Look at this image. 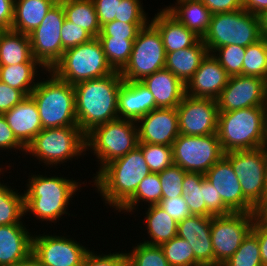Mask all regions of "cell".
Instances as JSON below:
<instances>
[{"mask_svg":"<svg viewBox=\"0 0 267 266\" xmlns=\"http://www.w3.org/2000/svg\"><path fill=\"white\" fill-rule=\"evenodd\" d=\"M118 71L102 78L74 84L75 110L79 128L87 134L95 126L118 117V93L123 83Z\"/></svg>","mask_w":267,"mask_h":266,"instance_id":"obj_1","label":"cell"},{"mask_svg":"<svg viewBox=\"0 0 267 266\" xmlns=\"http://www.w3.org/2000/svg\"><path fill=\"white\" fill-rule=\"evenodd\" d=\"M150 173L141 148L136 146L123 157L96 172L92 182L105 203L118 211L135 194L139 183Z\"/></svg>","mask_w":267,"mask_h":266,"instance_id":"obj_2","label":"cell"},{"mask_svg":"<svg viewBox=\"0 0 267 266\" xmlns=\"http://www.w3.org/2000/svg\"><path fill=\"white\" fill-rule=\"evenodd\" d=\"M29 177L24 191L25 215L29 212L41 221L55 222L68 214L69 200L81 189L78 181L58 175L47 177L32 174Z\"/></svg>","mask_w":267,"mask_h":266,"instance_id":"obj_3","label":"cell"},{"mask_svg":"<svg viewBox=\"0 0 267 266\" xmlns=\"http://www.w3.org/2000/svg\"><path fill=\"white\" fill-rule=\"evenodd\" d=\"M267 106L219 112L217 135L224 153L266 145Z\"/></svg>","mask_w":267,"mask_h":266,"instance_id":"obj_4","label":"cell"},{"mask_svg":"<svg viewBox=\"0 0 267 266\" xmlns=\"http://www.w3.org/2000/svg\"><path fill=\"white\" fill-rule=\"evenodd\" d=\"M48 79L39 81L31 96L35 100L43 129L78 126L75 89L52 71Z\"/></svg>","mask_w":267,"mask_h":266,"instance_id":"obj_5","label":"cell"},{"mask_svg":"<svg viewBox=\"0 0 267 266\" xmlns=\"http://www.w3.org/2000/svg\"><path fill=\"white\" fill-rule=\"evenodd\" d=\"M262 38V18L243 8L238 11L212 14L202 41L208 52L226 45L247 47Z\"/></svg>","mask_w":267,"mask_h":266,"instance_id":"obj_6","label":"cell"},{"mask_svg":"<svg viewBox=\"0 0 267 266\" xmlns=\"http://www.w3.org/2000/svg\"><path fill=\"white\" fill-rule=\"evenodd\" d=\"M86 151V134L79 126H67L42 129L26 147L25 154L29 153L39 163L41 161L47 167H53L72 158L78 159Z\"/></svg>","mask_w":267,"mask_h":266,"instance_id":"obj_7","label":"cell"},{"mask_svg":"<svg viewBox=\"0 0 267 266\" xmlns=\"http://www.w3.org/2000/svg\"><path fill=\"white\" fill-rule=\"evenodd\" d=\"M59 79L76 84L102 78L115 71L106 60L97 37L63 52L60 61L51 70Z\"/></svg>","mask_w":267,"mask_h":266,"instance_id":"obj_8","label":"cell"},{"mask_svg":"<svg viewBox=\"0 0 267 266\" xmlns=\"http://www.w3.org/2000/svg\"><path fill=\"white\" fill-rule=\"evenodd\" d=\"M138 146L135 121L117 118L95 126L86 134V149L91 150L99 163L98 172L110 162L123 157Z\"/></svg>","mask_w":267,"mask_h":266,"instance_id":"obj_9","label":"cell"},{"mask_svg":"<svg viewBox=\"0 0 267 266\" xmlns=\"http://www.w3.org/2000/svg\"><path fill=\"white\" fill-rule=\"evenodd\" d=\"M166 52L158 29L149 21L134 40L130 58L119 72L124 81H141L165 68Z\"/></svg>","mask_w":267,"mask_h":266,"instance_id":"obj_10","label":"cell"},{"mask_svg":"<svg viewBox=\"0 0 267 266\" xmlns=\"http://www.w3.org/2000/svg\"><path fill=\"white\" fill-rule=\"evenodd\" d=\"M172 149L174 164L186 172L205 174L224 156L217 133L204 136L179 134Z\"/></svg>","mask_w":267,"mask_h":266,"instance_id":"obj_11","label":"cell"},{"mask_svg":"<svg viewBox=\"0 0 267 266\" xmlns=\"http://www.w3.org/2000/svg\"><path fill=\"white\" fill-rule=\"evenodd\" d=\"M240 180L244 197L258 210L265 201L264 147L224 153Z\"/></svg>","mask_w":267,"mask_h":266,"instance_id":"obj_12","label":"cell"},{"mask_svg":"<svg viewBox=\"0 0 267 266\" xmlns=\"http://www.w3.org/2000/svg\"><path fill=\"white\" fill-rule=\"evenodd\" d=\"M64 20L63 6L58 0L29 34L32 56L46 71H51L62 58L61 27Z\"/></svg>","mask_w":267,"mask_h":266,"instance_id":"obj_13","label":"cell"},{"mask_svg":"<svg viewBox=\"0 0 267 266\" xmlns=\"http://www.w3.org/2000/svg\"><path fill=\"white\" fill-rule=\"evenodd\" d=\"M257 214L230 213L211 217V239L215 266H221L239 248L252 230Z\"/></svg>","mask_w":267,"mask_h":266,"instance_id":"obj_14","label":"cell"},{"mask_svg":"<svg viewBox=\"0 0 267 266\" xmlns=\"http://www.w3.org/2000/svg\"><path fill=\"white\" fill-rule=\"evenodd\" d=\"M176 110L179 134L204 136L217 133L219 116L217 100L195 98L185 94Z\"/></svg>","mask_w":267,"mask_h":266,"instance_id":"obj_15","label":"cell"},{"mask_svg":"<svg viewBox=\"0 0 267 266\" xmlns=\"http://www.w3.org/2000/svg\"><path fill=\"white\" fill-rule=\"evenodd\" d=\"M217 103L219 112L267 106V81L254 76H230Z\"/></svg>","mask_w":267,"mask_h":266,"instance_id":"obj_16","label":"cell"},{"mask_svg":"<svg viewBox=\"0 0 267 266\" xmlns=\"http://www.w3.org/2000/svg\"><path fill=\"white\" fill-rule=\"evenodd\" d=\"M88 251L68 236L34 234L32 237V253L43 266H81Z\"/></svg>","mask_w":267,"mask_h":266,"instance_id":"obj_17","label":"cell"},{"mask_svg":"<svg viewBox=\"0 0 267 266\" xmlns=\"http://www.w3.org/2000/svg\"><path fill=\"white\" fill-rule=\"evenodd\" d=\"M205 179L215 187L223 204L232 213L257 214V209L244 197L240 180L229 160L221 157L205 174Z\"/></svg>","mask_w":267,"mask_h":266,"instance_id":"obj_18","label":"cell"},{"mask_svg":"<svg viewBox=\"0 0 267 266\" xmlns=\"http://www.w3.org/2000/svg\"><path fill=\"white\" fill-rule=\"evenodd\" d=\"M138 143L172 146L179 136L176 108H155L137 122Z\"/></svg>","mask_w":267,"mask_h":266,"instance_id":"obj_19","label":"cell"},{"mask_svg":"<svg viewBox=\"0 0 267 266\" xmlns=\"http://www.w3.org/2000/svg\"><path fill=\"white\" fill-rule=\"evenodd\" d=\"M229 77L214 56L208 53L198 70L185 85V94L195 98L217 100L227 85Z\"/></svg>","mask_w":267,"mask_h":266,"instance_id":"obj_20","label":"cell"},{"mask_svg":"<svg viewBox=\"0 0 267 266\" xmlns=\"http://www.w3.org/2000/svg\"><path fill=\"white\" fill-rule=\"evenodd\" d=\"M177 236L191 245L195 260L201 266H215L211 239V217L190 215L178 222Z\"/></svg>","mask_w":267,"mask_h":266,"instance_id":"obj_21","label":"cell"},{"mask_svg":"<svg viewBox=\"0 0 267 266\" xmlns=\"http://www.w3.org/2000/svg\"><path fill=\"white\" fill-rule=\"evenodd\" d=\"M3 115L15 137L25 148L43 129L37 105L31 95Z\"/></svg>","mask_w":267,"mask_h":266,"instance_id":"obj_22","label":"cell"},{"mask_svg":"<svg viewBox=\"0 0 267 266\" xmlns=\"http://www.w3.org/2000/svg\"><path fill=\"white\" fill-rule=\"evenodd\" d=\"M158 108L152 93L140 81H123L118 93V117L137 122Z\"/></svg>","mask_w":267,"mask_h":266,"instance_id":"obj_23","label":"cell"},{"mask_svg":"<svg viewBox=\"0 0 267 266\" xmlns=\"http://www.w3.org/2000/svg\"><path fill=\"white\" fill-rule=\"evenodd\" d=\"M21 221L0 226V266H13L32 252V237Z\"/></svg>","mask_w":267,"mask_h":266,"instance_id":"obj_24","label":"cell"},{"mask_svg":"<svg viewBox=\"0 0 267 266\" xmlns=\"http://www.w3.org/2000/svg\"><path fill=\"white\" fill-rule=\"evenodd\" d=\"M140 82L152 93L158 108H176L185 96V84L166 68Z\"/></svg>","mask_w":267,"mask_h":266,"instance_id":"obj_25","label":"cell"},{"mask_svg":"<svg viewBox=\"0 0 267 266\" xmlns=\"http://www.w3.org/2000/svg\"><path fill=\"white\" fill-rule=\"evenodd\" d=\"M151 23L158 29L166 53L194 46L201 38L181 24L164 7Z\"/></svg>","mask_w":267,"mask_h":266,"instance_id":"obj_26","label":"cell"},{"mask_svg":"<svg viewBox=\"0 0 267 266\" xmlns=\"http://www.w3.org/2000/svg\"><path fill=\"white\" fill-rule=\"evenodd\" d=\"M208 53L207 46L200 39L194 46L166 53L165 68L186 85Z\"/></svg>","mask_w":267,"mask_h":266,"instance_id":"obj_27","label":"cell"},{"mask_svg":"<svg viewBox=\"0 0 267 266\" xmlns=\"http://www.w3.org/2000/svg\"><path fill=\"white\" fill-rule=\"evenodd\" d=\"M58 0H15L11 30L29 35Z\"/></svg>","mask_w":267,"mask_h":266,"instance_id":"obj_28","label":"cell"},{"mask_svg":"<svg viewBox=\"0 0 267 266\" xmlns=\"http://www.w3.org/2000/svg\"><path fill=\"white\" fill-rule=\"evenodd\" d=\"M175 5L165 9L181 24L193 31L201 39L208 30L212 13L201 0H176Z\"/></svg>","mask_w":267,"mask_h":266,"instance_id":"obj_29","label":"cell"},{"mask_svg":"<svg viewBox=\"0 0 267 266\" xmlns=\"http://www.w3.org/2000/svg\"><path fill=\"white\" fill-rule=\"evenodd\" d=\"M32 57L29 35L14 30L0 31V66L26 63Z\"/></svg>","mask_w":267,"mask_h":266,"instance_id":"obj_30","label":"cell"},{"mask_svg":"<svg viewBox=\"0 0 267 266\" xmlns=\"http://www.w3.org/2000/svg\"><path fill=\"white\" fill-rule=\"evenodd\" d=\"M147 209L144 221L147 225V234L150 236L148 238L151 240H144L143 243L160 246L177 236L178 223L165 210L158 204Z\"/></svg>","mask_w":267,"mask_h":266,"instance_id":"obj_31","label":"cell"},{"mask_svg":"<svg viewBox=\"0 0 267 266\" xmlns=\"http://www.w3.org/2000/svg\"><path fill=\"white\" fill-rule=\"evenodd\" d=\"M37 66L42 68L41 71L44 70L42 65L33 57L26 63L0 66V81L29 96L38 83L34 77L39 75L37 74L39 72Z\"/></svg>","mask_w":267,"mask_h":266,"instance_id":"obj_32","label":"cell"},{"mask_svg":"<svg viewBox=\"0 0 267 266\" xmlns=\"http://www.w3.org/2000/svg\"><path fill=\"white\" fill-rule=\"evenodd\" d=\"M62 3L65 19L85 29L93 37H98L101 26L93 0H59Z\"/></svg>","mask_w":267,"mask_h":266,"instance_id":"obj_33","label":"cell"},{"mask_svg":"<svg viewBox=\"0 0 267 266\" xmlns=\"http://www.w3.org/2000/svg\"><path fill=\"white\" fill-rule=\"evenodd\" d=\"M24 216V194L0 181V226L18 224Z\"/></svg>","mask_w":267,"mask_h":266,"instance_id":"obj_34","label":"cell"},{"mask_svg":"<svg viewBox=\"0 0 267 266\" xmlns=\"http://www.w3.org/2000/svg\"><path fill=\"white\" fill-rule=\"evenodd\" d=\"M162 199V187L158 173H150L138 185L135 194L118 210V212H136L135 206L145 202L148 206L156 205ZM142 200V201H141Z\"/></svg>","mask_w":267,"mask_h":266,"instance_id":"obj_35","label":"cell"},{"mask_svg":"<svg viewBox=\"0 0 267 266\" xmlns=\"http://www.w3.org/2000/svg\"><path fill=\"white\" fill-rule=\"evenodd\" d=\"M102 45L106 60L114 71L120 72L128 63L135 39L97 37Z\"/></svg>","mask_w":267,"mask_h":266,"instance_id":"obj_36","label":"cell"},{"mask_svg":"<svg viewBox=\"0 0 267 266\" xmlns=\"http://www.w3.org/2000/svg\"><path fill=\"white\" fill-rule=\"evenodd\" d=\"M204 174L199 172H186L183 180L182 197L193 215L213 217L206 209L203 200L202 180Z\"/></svg>","mask_w":267,"mask_h":266,"instance_id":"obj_37","label":"cell"},{"mask_svg":"<svg viewBox=\"0 0 267 266\" xmlns=\"http://www.w3.org/2000/svg\"><path fill=\"white\" fill-rule=\"evenodd\" d=\"M243 75L259 77L267 81V39L262 37L246 47Z\"/></svg>","mask_w":267,"mask_h":266,"instance_id":"obj_38","label":"cell"},{"mask_svg":"<svg viewBox=\"0 0 267 266\" xmlns=\"http://www.w3.org/2000/svg\"><path fill=\"white\" fill-rule=\"evenodd\" d=\"M170 266H201L194 256L188 241L176 236L160 245Z\"/></svg>","mask_w":267,"mask_h":266,"instance_id":"obj_39","label":"cell"},{"mask_svg":"<svg viewBox=\"0 0 267 266\" xmlns=\"http://www.w3.org/2000/svg\"><path fill=\"white\" fill-rule=\"evenodd\" d=\"M221 266H263L257 236L250 231L237 251Z\"/></svg>","mask_w":267,"mask_h":266,"instance_id":"obj_40","label":"cell"},{"mask_svg":"<svg viewBox=\"0 0 267 266\" xmlns=\"http://www.w3.org/2000/svg\"><path fill=\"white\" fill-rule=\"evenodd\" d=\"M127 254V266H170L160 246L138 243Z\"/></svg>","mask_w":267,"mask_h":266,"instance_id":"obj_41","label":"cell"},{"mask_svg":"<svg viewBox=\"0 0 267 266\" xmlns=\"http://www.w3.org/2000/svg\"><path fill=\"white\" fill-rule=\"evenodd\" d=\"M246 47L226 45L214 49L211 54L225 69L229 76L243 75V61Z\"/></svg>","mask_w":267,"mask_h":266,"instance_id":"obj_42","label":"cell"},{"mask_svg":"<svg viewBox=\"0 0 267 266\" xmlns=\"http://www.w3.org/2000/svg\"><path fill=\"white\" fill-rule=\"evenodd\" d=\"M138 146L151 173H160L174 164L172 146L149 143H138Z\"/></svg>","mask_w":267,"mask_h":266,"instance_id":"obj_43","label":"cell"},{"mask_svg":"<svg viewBox=\"0 0 267 266\" xmlns=\"http://www.w3.org/2000/svg\"><path fill=\"white\" fill-rule=\"evenodd\" d=\"M185 173V170L175 164L158 173L162 187V199L182 196Z\"/></svg>","mask_w":267,"mask_h":266,"instance_id":"obj_44","label":"cell"},{"mask_svg":"<svg viewBox=\"0 0 267 266\" xmlns=\"http://www.w3.org/2000/svg\"><path fill=\"white\" fill-rule=\"evenodd\" d=\"M147 23H127L117 20L108 22L101 27L98 36H110L112 38L136 39L140 29Z\"/></svg>","mask_w":267,"mask_h":266,"instance_id":"obj_45","label":"cell"},{"mask_svg":"<svg viewBox=\"0 0 267 266\" xmlns=\"http://www.w3.org/2000/svg\"><path fill=\"white\" fill-rule=\"evenodd\" d=\"M94 38L85 29L73 24L67 19L64 20L61 27V43L63 52L67 49L86 43Z\"/></svg>","mask_w":267,"mask_h":266,"instance_id":"obj_46","label":"cell"},{"mask_svg":"<svg viewBox=\"0 0 267 266\" xmlns=\"http://www.w3.org/2000/svg\"><path fill=\"white\" fill-rule=\"evenodd\" d=\"M141 0H121L118 9L117 21L127 23H148L147 14L144 12Z\"/></svg>","mask_w":267,"mask_h":266,"instance_id":"obj_47","label":"cell"},{"mask_svg":"<svg viewBox=\"0 0 267 266\" xmlns=\"http://www.w3.org/2000/svg\"><path fill=\"white\" fill-rule=\"evenodd\" d=\"M81 266H127V254L126 252H115L109 254H96L94 251L89 250Z\"/></svg>","mask_w":267,"mask_h":266,"instance_id":"obj_48","label":"cell"},{"mask_svg":"<svg viewBox=\"0 0 267 266\" xmlns=\"http://www.w3.org/2000/svg\"><path fill=\"white\" fill-rule=\"evenodd\" d=\"M203 200L206 205L207 211L212 216H223L232 213L222 202V199L205 177L202 180Z\"/></svg>","mask_w":267,"mask_h":266,"instance_id":"obj_49","label":"cell"},{"mask_svg":"<svg viewBox=\"0 0 267 266\" xmlns=\"http://www.w3.org/2000/svg\"><path fill=\"white\" fill-rule=\"evenodd\" d=\"M158 205L177 223L193 215L182 196L161 199Z\"/></svg>","mask_w":267,"mask_h":266,"instance_id":"obj_50","label":"cell"},{"mask_svg":"<svg viewBox=\"0 0 267 266\" xmlns=\"http://www.w3.org/2000/svg\"><path fill=\"white\" fill-rule=\"evenodd\" d=\"M120 3L121 0H93L101 27L108 22H112L115 18H118Z\"/></svg>","mask_w":267,"mask_h":266,"instance_id":"obj_51","label":"cell"},{"mask_svg":"<svg viewBox=\"0 0 267 266\" xmlns=\"http://www.w3.org/2000/svg\"><path fill=\"white\" fill-rule=\"evenodd\" d=\"M26 95L19 89L0 81V114H4L20 103Z\"/></svg>","mask_w":267,"mask_h":266,"instance_id":"obj_52","label":"cell"},{"mask_svg":"<svg viewBox=\"0 0 267 266\" xmlns=\"http://www.w3.org/2000/svg\"><path fill=\"white\" fill-rule=\"evenodd\" d=\"M4 149L8 151L14 149L15 152L18 149L24 155L26 152V148L17 140L4 115L0 114V150Z\"/></svg>","mask_w":267,"mask_h":266,"instance_id":"obj_53","label":"cell"},{"mask_svg":"<svg viewBox=\"0 0 267 266\" xmlns=\"http://www.w3.org/2000/svg\"><path fill=\"white\" fill-rule=\"evenodd\" d=\"M251 231L257 236L262 264L267 266V221L257 216Z\"/></svg>","mask_w":267,"mask_h":266,"instance_id":"obj_54","label":"cell"},{"mask_svg":"<svg viewBox=\"0 0 267 266\" xmlns=\"http://www.w3.org/2000/svg\"><path fill=\"white\" fill-rule=\"evenodd\" d=\"M212 14L238 11L243 8L240 0H201Z\"/></svg>","mask_w":267,"mask_h":266,"instance_id":"obj_55","label":"cell"},{"mask_svg":"<svg viewBox=\"0 0 267 266\" xmlns=\"http://www.w3.org/2000/svg\"><path fill=\"white\" fill-rule=\"evenodd\" d=\"M13 12V0H0V30H11L13 22Z\"/></svg>","mask_w":267,"mask_h":266,"instance_id":"obj_56","label":"cell"},{"mask_svg":"<svg viewBox=\"0 0 267 266\" xmlns=\"http://www.w3.org/2000/svg\"><path fill=\"white\" fill-rule=\"evenodd\" d=\"M243 9L254 15L263 17L267 13V0H246L243 3Z\"/></svg>","mask_w":267,"mask_h":266,"instance_id":"obj_57","label":"cell"},{"mask_svg":"<svg viewBox=\"0 0 267 266\" xmlns=\"http://www.w3.org/2000/svg\"><path fill=\"white\" fill-rule=\"evenodd\" d=\"M13 266H43L39 259L31 252L26 258L17 262Z\"/></svg>","mask_w":267,"mask_h":266,"instance_id":"obj_58","label":"cell"},{"mask_svg":"<svg viewBox=\"0 0 267 266\" xmlns=\"http://www.w3.org/2000/svg\"><path fill=\"white\" fill-rule=\"evenodd\" d=\"M257 216L267 221V196L264 203L257 210Z\"/></svg>","mask_w":267,"mask_h":266,"instance_id":"obj_59","label":"cell"},{"mask_svg":"<svg viewBox=\"0 0 267 266\" xmlns=\"http://www.w3.org/2000/svg\"><path fill=\"white\" fill-rule=\"evenodd\" d=\"M262 18V37L267 39V13Z\"/></svg>","mask_w":267,"mask_h":266,"instance_id":"obj_60","label":"cell"},{"mask_svg":"<svg viewBox=\"0 0 267 266\" xmlns=\"http://www.w3.org/2000/svg\"><path fill=\"white\" fill-rule=\"evenodd\" d=\"M264 154H265V199L267 196V145L264 146Z\"/></svg>","mask_w":267,"mask_h":266,"instance_id":"obj_61","label":"cell"},{"mask_svg":"<svg viewBox=\"0 0 267 266\" xmlns=\"http://www.w3.org/2000/svg\"><path fill=\"white\" fill-rule=\"evenodd\" d=\"M266 145H267V128H266Z\"/></svg>","mask_w":267,"mask_h":266,"instance_id":"obj_62","label":"cell"}]
</instances>
